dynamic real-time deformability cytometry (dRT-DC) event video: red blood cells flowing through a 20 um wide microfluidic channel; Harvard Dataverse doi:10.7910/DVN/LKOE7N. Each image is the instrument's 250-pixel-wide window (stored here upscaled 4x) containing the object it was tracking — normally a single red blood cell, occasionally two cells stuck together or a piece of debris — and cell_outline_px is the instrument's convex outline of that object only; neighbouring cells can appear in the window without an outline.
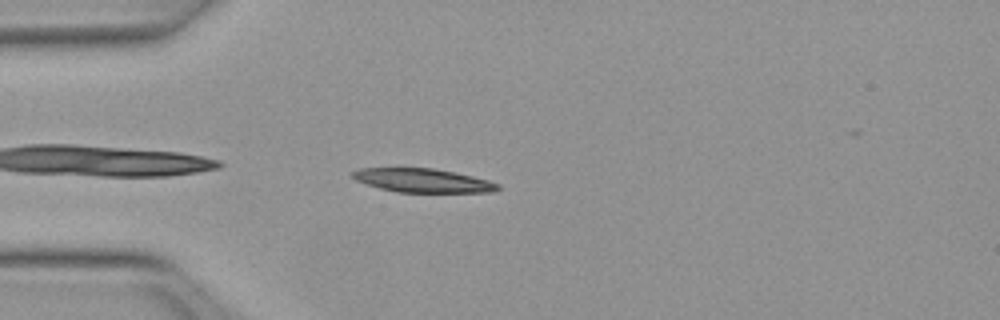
{"species": "Egyptian fruit bat (a non-hibernating species)", "species_latin": "Rousettus aegyptiacus", "temperature_condition": "warm", "stored_images_in_passage": 35, "camera_frame_rate_fps": 3000, "um_per_image_px": 0.085, "animal": {"sex": "female"}, "frame": {"image": 1, "passage_image": 3, "time_ms": 0.667, "image_size_px": [1000, 320], "cell_outline_px": [[500, 188], [492, 192], [396, 192], [380, 188], [356, 180], [348, 172], [360, 168], [432, 168], [456, 172], [488, 180], [500, 184]], "centroid_in_image_um": [35.93, 15.33], "position_along_channel_um": 49.1, "area_um2": 20.11}}
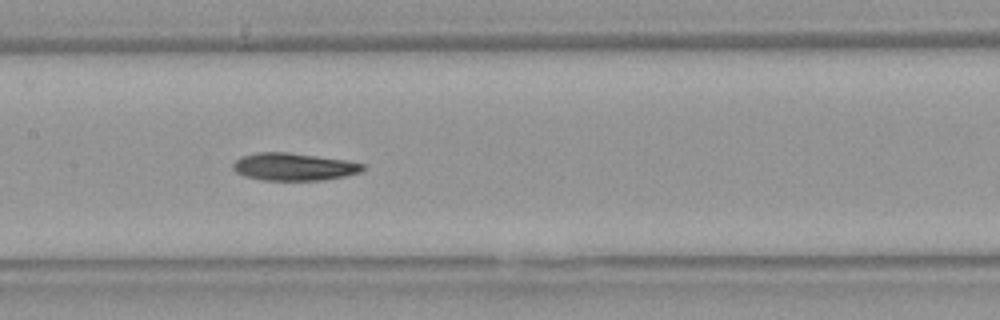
{"frame": {"image": 2, "passage_image": 14, "time_ms": 4.333, "image_size_px": [1000, 320], "cell_outline_px": [[368, 168], [360, 172], [344, 176], [324, 180], [264, 180], [244, 176], [236, 172], [232, 168], [232, 164], [240, 156], [256, 152], [288, 152], [344, 160], [364, 164]], "centroid_in_image_um": [24.95, 14.17], "position_along_channel_um": 182.4, "area_um2": 20.87}}
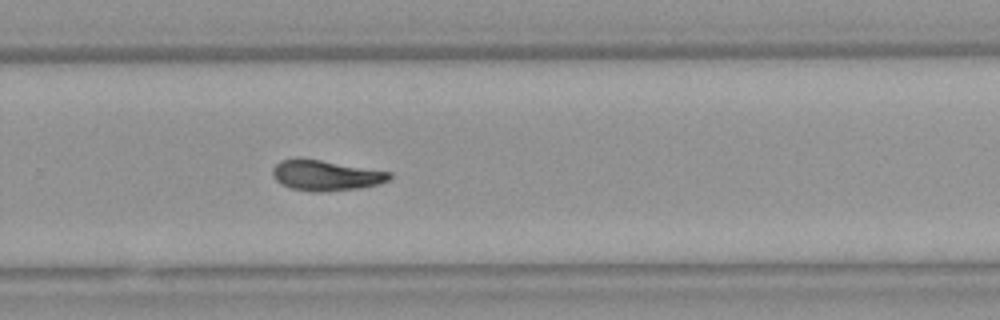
{"frame": {"image": 3, "passage_image": 23, "time_ms": 7.333, "image_size_px": [1000, 320], "cell_outline_px": [[392, 180], [380, 184], [360, 188], [324, 192], [312, 192], [292, 188], [280, 184], [276, 180], [272, 172], [272, 168], [280, 160], [320, 160], [392, 172]], "centroid_in_image_um": [27.76, 14.94], "position_along_channel_um": 302.0, "area_um2": 20.58}, "authors_computed_cell_mechanics": {"area_um2": 20.7502, "velocity_mm_per_s": 4.003, "shape_relaxation_time_tau1_ms": 7.5893, "shape_relaxation_time_tau2_ms": 8.4884, "deformation_change_tau1": 0.2487, "deformation_change_tau2": 0.1578}}